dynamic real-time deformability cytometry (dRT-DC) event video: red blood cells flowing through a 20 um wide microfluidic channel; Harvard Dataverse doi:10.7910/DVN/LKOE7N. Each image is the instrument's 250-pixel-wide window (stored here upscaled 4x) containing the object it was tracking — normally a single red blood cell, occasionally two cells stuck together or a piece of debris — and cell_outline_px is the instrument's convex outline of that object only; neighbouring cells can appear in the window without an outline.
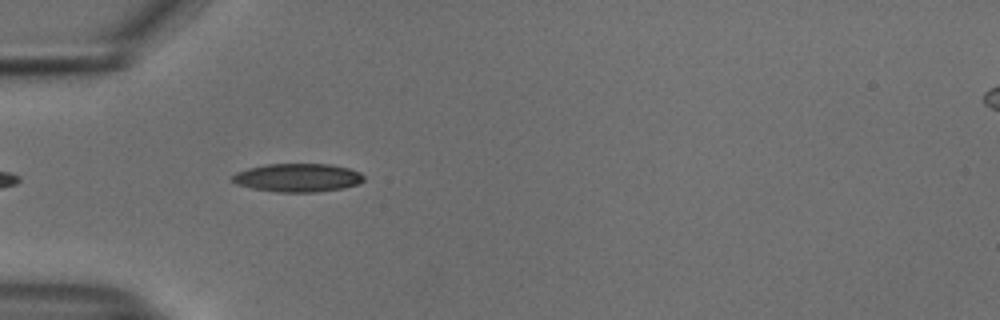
{"species": "common noctule bat (a hibernating species)", "species_latin": "Nyctalus noctula", "temperature_condition": "cold", "stored_images_in_passage": 40, "camera_frame_rate_fps": 3000, "um_per_image_px": 0.085, "animal": {"sex": "male", "body_mass_g": 18.8}, "frame": {"image": 1, "passage_image": 3, "time_ms": 0.667, "image_size_px": [1000, 320], "cell_outline_px": [[364, 180], [360, 184], [344, 188], [316, 192], [276, 192], [252, 188], [236, 184], [232, 180], [232, 176], [236, 172], [248, 168], [268, 164], [328, 164], [348, 168], [360, 172], [364, 176]], "centroid_in_image_um": [25.32, 15.11], "position_along_channel_um": 59.7, "area_um2": 21.79}}
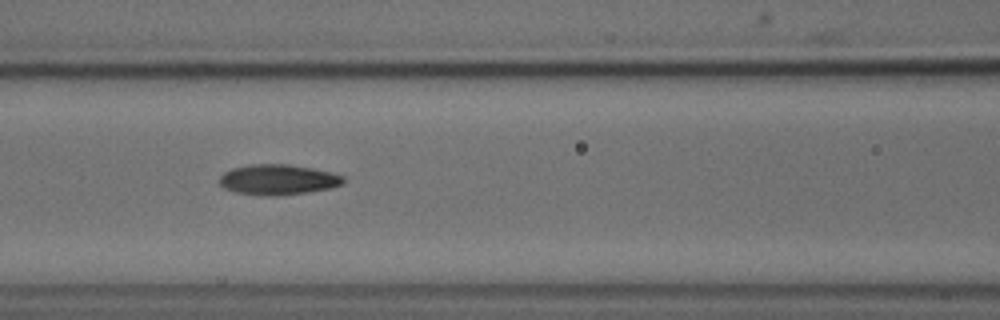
{"frame": {"image": 2, "passage_image": 10, "time_ms": 3.0, "image_size_px": [1000, 320], "cell_outline_px": [[344, 184], [332, 188], [304, 192], [268, 196], [264, 196], [236, 192], [224, 188], [220, 184], [220, 176], [224, 172], [232, 168], [248, 164], [288, 164], [312, 168], [332, 172], [344, 176]], "centroid_in_image_um": [23.64, 15.25], "position_along_channel_um": 143.0, "area_um2": 21.91}}
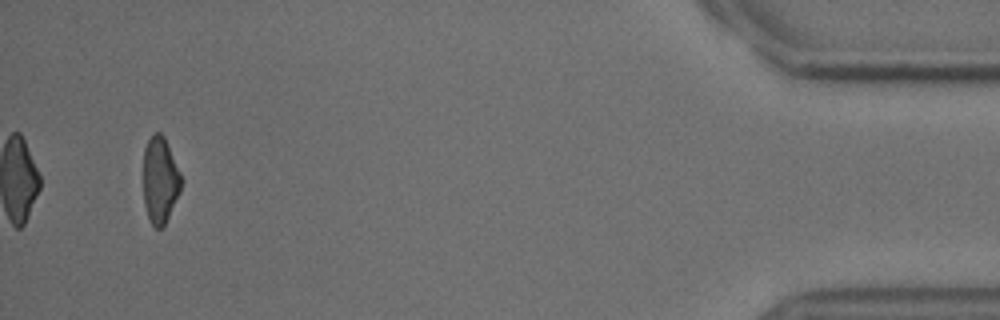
{"frame": {"image": 3, "passage_image": 38, "time_ms": 12.333, "image_size_px": [1000, 320], "cell_outline_px": [[180, 192], [164, 224], [160, 228], [156, 228], [152, 224], [148, 216], [144, 204], [144, 148], [148, 140], [156, 132], [160, 132], [164, 136], [180, 172]], "centroid_in_image_um": [13.59, 15.29], "position_along_channel_um": 421.6, "area_um2": 18.61}, "authors_computed_cell_mechanics": {"area_um2": 21.2126, "velocity_mm_per_s": 3.7513, "shape_relaxation_time_tau1_ms": 4.3813, "shape_relaxation_time_tau2_ms": 4.1182, "deformation_change_tau1": 0.1379, "deformation_change_tau2": 0.1038}}